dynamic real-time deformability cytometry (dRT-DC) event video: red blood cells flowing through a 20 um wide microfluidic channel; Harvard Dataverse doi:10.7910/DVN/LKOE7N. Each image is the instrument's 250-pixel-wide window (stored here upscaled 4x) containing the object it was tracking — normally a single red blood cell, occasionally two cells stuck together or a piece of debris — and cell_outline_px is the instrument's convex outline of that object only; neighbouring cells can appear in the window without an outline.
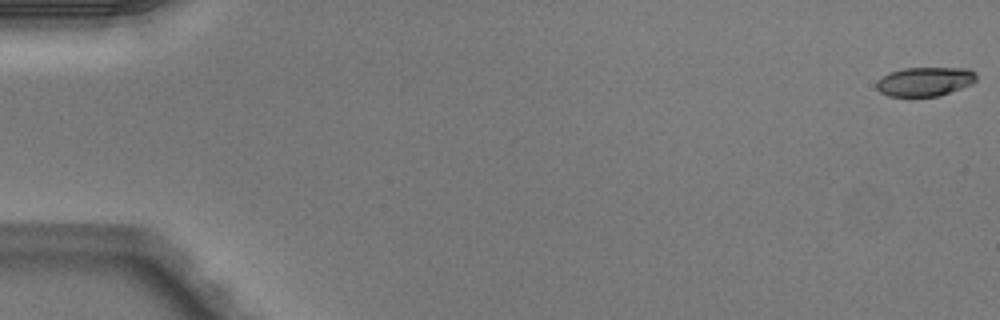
{"species": "Egyptian fruit bat (a non-hibernating species)", "species_latin": "Rousettus aegyptiacus", "temperature_condition": "warm", "stored_images_in_passage": 5, "camera_frame_rate_fps": 3000, "um_per_image_px": 0.085, "animal": {"sex": "male"}, "frame": {"image": 1, "passage_image": 1, "time_ms": 0.0, "image_size_px": [1000, 320], "cell_outline_px": [[976, 80], [972, 84], [940, 96], [888, 96], [880, 92], [876, 88], [876, 80], [888, 72], [904, 68], [968, 68], [976, 72]], "centroid_in_image_um": [78.6, 6.93], "position_along_channel_um": 6.4, "area_um2": 17.11}}